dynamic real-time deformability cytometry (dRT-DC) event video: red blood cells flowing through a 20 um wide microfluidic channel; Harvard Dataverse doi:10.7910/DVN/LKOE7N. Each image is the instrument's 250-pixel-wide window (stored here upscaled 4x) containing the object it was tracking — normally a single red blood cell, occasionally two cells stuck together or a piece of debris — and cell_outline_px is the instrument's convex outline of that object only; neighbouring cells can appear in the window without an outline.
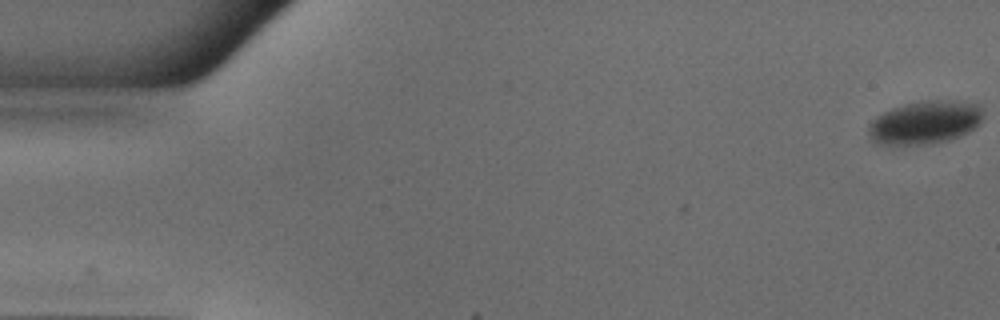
{"species": "common noctule bat (a hibernating species)", "species_latin": "Nyctalus noctula", "temperature_condition": "warm", "stored_images_in_passage": 42, "camera_frame_rate_fps": 3000, "um_per_image_px": 0.085, "animal": {"sex": "male", "body_mass_g": 18.8}, "frame": {"image": 1, "passage_image": 1, "time_ms": 0.0, "image_size_px": [1000, 320], "cell_outline_px": [[984, 116], [980, 124], [976, 128], [960, 136], [936, 144], [876, 144], [872, 140], [868, 132], [868, 124], [880, 112], [904, 104], [920, 100], [960, 100], [980, 104], [984, 108]], "centroid_in_image_um": [78.67, 10.38], "position_along_channel_um": 6.3, "area_um2": 29.65}}
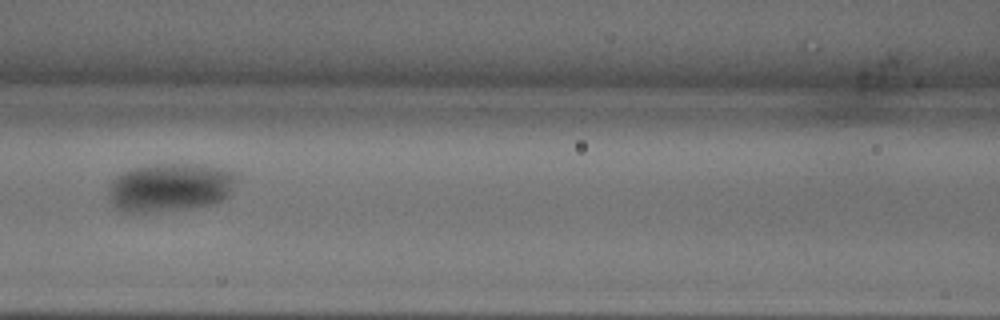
{"frame": {"image": 2, "passage_image": 23, "time_ms": 7.333, "image_size_px": [1000, 320], "cell_outline_px": [[236, 176], [228, 196], [224, 200], [212, 204], [192, 208], [152, 212], [120, 212], [112, 208], [108, 192], [108, 188], [112, 180], [116, 176], [132, 168], [152, 164], [204, 164], [228, 168]], "centroid_in_image_um": [14.42, 15.93], "position_along_channel_um": 152.2, "area_um2": 36.7}}
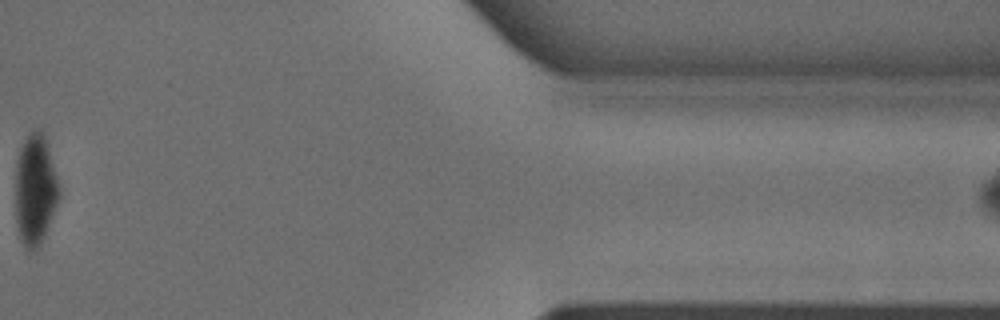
{"frame": {"image": 3, "passage_image": 39, "time_ms": 12.667, "image_size_px": [1000, 320], "cell_outline_px": [[60, 196], [44, 236], [40, 244], [32, 252], [28, 252], [20, 236], [16, 224], [16, 164], [20, 148], [24, 140], [36, 128], [40, 128], [44, 132], [60, 188]], "centroid_in_image_um": [3.0, 16.11], "position_along_channel_um": 408.4, "area_um2": 28.03}}